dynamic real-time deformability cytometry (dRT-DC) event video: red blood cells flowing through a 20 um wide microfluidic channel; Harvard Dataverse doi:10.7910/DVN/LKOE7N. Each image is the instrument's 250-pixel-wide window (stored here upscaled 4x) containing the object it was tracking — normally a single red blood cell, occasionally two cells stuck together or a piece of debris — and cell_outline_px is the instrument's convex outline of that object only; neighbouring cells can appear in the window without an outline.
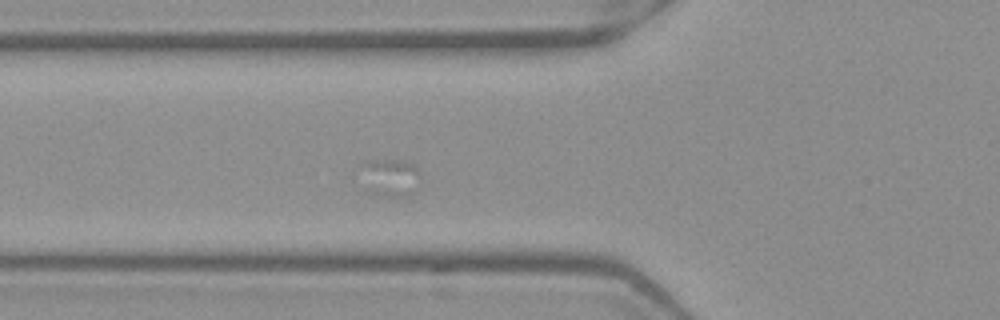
{"species": "Egyptian fruit bat (a non-hibernating species)", "species_latin": "Rousettus aegyptiacus", "temperature_condition": "warm", "stored_images_in_passage": 6, "camera_frame_rate_fps": 3000, "um_per_image_px": 0.085, "frame": {"image": 1, "passage_image": 2, "time_ms": 0.333, "image_size_px": [1000, 320], "cell_outline_px": [[420, 184], [416, 192], [412, 196], [396, 200], [392, 200], [364, 192], [364, 160], [404, 160], [412, 164], [420, 172]], "centroid_in_image_um": [33.23, 15.2], "position_along_channel_um": 92.6, "area_um2": 14.05}}
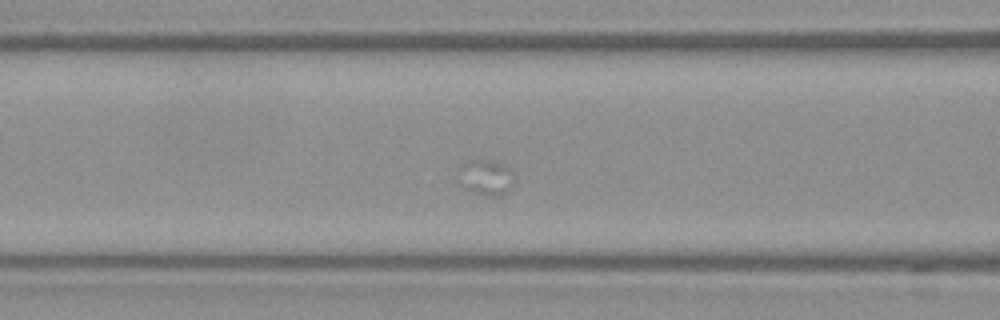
{"frame": {"image": 2, "passage_image": 5, "time_ms": 1.333, "image_size_px": [1000, 320], "cell_outline_px": [[516, 176], [512, 188], [508, 192], [500, 196], [488, 196], [464, 188], [456, 180], [460, 168], [468, 160], [492, 160], [504, 164]], "centroid_in_image_um": [41.33, 15.09], "position_along_channel_um": 125.3, "area_um2": 11.85}}